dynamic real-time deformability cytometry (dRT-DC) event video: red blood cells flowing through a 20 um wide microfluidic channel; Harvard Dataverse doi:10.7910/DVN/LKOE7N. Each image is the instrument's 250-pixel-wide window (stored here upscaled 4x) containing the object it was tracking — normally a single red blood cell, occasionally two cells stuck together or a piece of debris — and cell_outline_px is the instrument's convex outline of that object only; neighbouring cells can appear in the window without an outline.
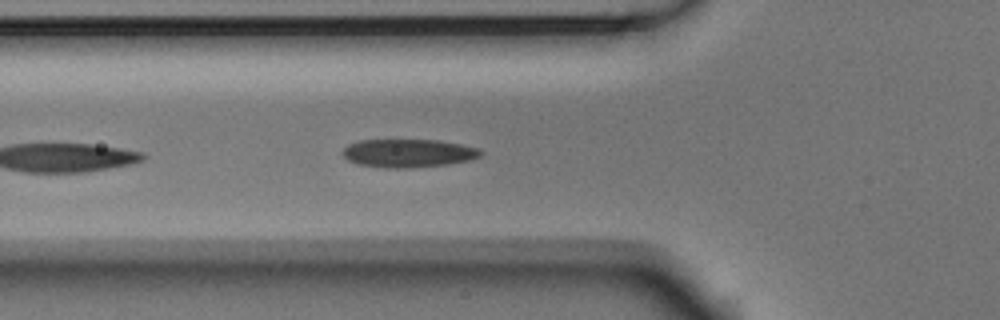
{"species": "Egyptian fruit bat (a non-hibernating species)", "species_latin": "Rousettus aegyptiacus", "temperature_condition": "room temperature", "stored_images_in_passage": 27, "camera_frame_rate_fps": 3000, "um_per_image_px": 0.085, "animal": {"sex": "male"}, "frame": {"image": 1, "passage_image": 5, "time_ms": 1.333, "image_size_px": [1000, 320], "cell_outline_px": [[484, 152], [480, 156], [472, 160], [448, 164], [412, 168], [384, 168], [356, 164], [348, 160], [340, 152], [348, 144], [360, 140], [440, 140], [480, 148]], "centroid_in_image_um": [34.71, 13.02], "position_along_channel_um": 91.1, "area_um2": 23.06}, "authors_computed_cell_mechanics": {"area_um2": 25.143, "velocity_mm_per_s": 3.7263, "shape_relaxation_time_tau1_ms": 3.3504, "shape_relaxation_time_tau2_ms": 1.1998, "deformation_change_tau1": 0.1391, "deformation_change_tau2": 0.0834}}